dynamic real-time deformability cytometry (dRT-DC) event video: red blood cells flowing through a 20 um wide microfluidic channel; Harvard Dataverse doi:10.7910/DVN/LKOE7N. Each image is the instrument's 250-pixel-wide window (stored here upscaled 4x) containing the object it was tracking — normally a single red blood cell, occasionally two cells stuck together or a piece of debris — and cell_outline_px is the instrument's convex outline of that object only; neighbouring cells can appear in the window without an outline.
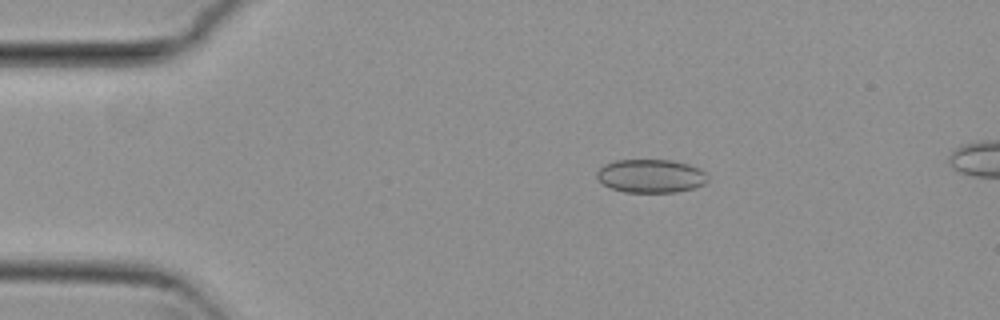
{"species": "common noctule bat (a hibernating species)", "species_latin": "Nyctalus noctula", "temperature_condition": "cold", "stored_images_in_passage": 11, "camera_frame_rate_fps": 3000, "um_per_image_px": 0.085, "animal": {"sex": "female", "body_mass_g": 29.2, "forearm_length_mm": 56.3}, "frame": {"image": 1, "passage_image": 1, "time_ms": 0.0, "image_size_px": [1000, 320], "cell_outline_px": [[708, 180], [704, 184], [692, 188], [676, 192], [624, 192], [612, 188], [604, 184], [596, 176], [596, 172], [604, 164], [616, 160], [672, 160], [688, 164], [700, 168], [708, 176]], "centroid_in_image_um": [55.33, 14.95], "position_along_channel_um": 29.7, "area_um2": 21.56}}
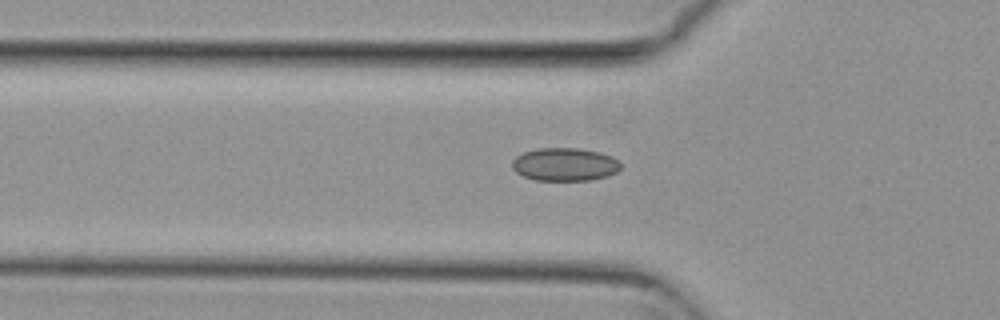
{"frame": {"image": 2, "passage_image": 9, "time_ms": 2.667, "image_size_px": [1000, 320], "cell_outline_px": [[620, 168], [616, 172], [608, 176], [592, 180], [536, 180], [524, 176], [516, 172], [512, 168], [512, 160], [516, 156], [524, 152], [540, 148], [576, 148], [600, 152], [612, 156], [620, 164]], "centroid_in_image_um": [48.0, 13.97], "position_along_channel_um": 77.8, "area_um2": 20.87}}